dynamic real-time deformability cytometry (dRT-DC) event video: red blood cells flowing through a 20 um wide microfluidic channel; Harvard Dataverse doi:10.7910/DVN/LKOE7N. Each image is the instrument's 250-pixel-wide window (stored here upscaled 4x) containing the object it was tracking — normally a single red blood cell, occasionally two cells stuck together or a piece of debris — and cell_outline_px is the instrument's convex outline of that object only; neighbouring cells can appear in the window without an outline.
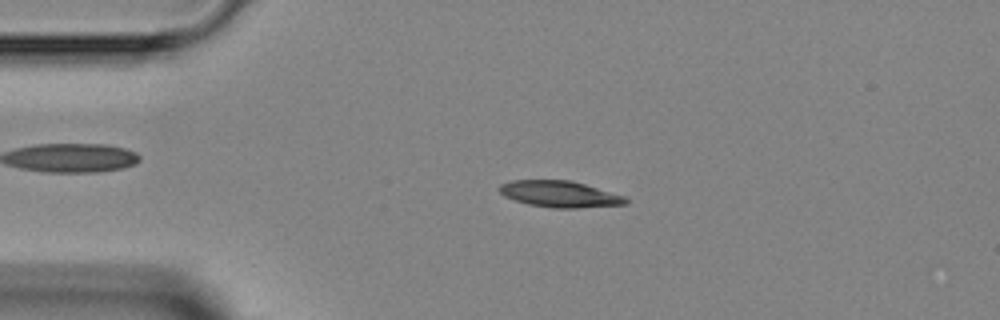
{"species": "Egyptian fruit bat (a non-hibernating species)", "species_latin": "Rousettus aegyptiacus", "temperature_condition": "room temperature", "stored_images_in_passage": 5, "camera_frame_rate_fps": 3000, "um_per_image_px": 0.085, "animal": {"sex": "female"}, "frame": {"image": 1, "passage_image": 3, "time_ms": 2.0, "image_size_px": [1000, 320], "cell_outline_px": [[628, 204], [580, 208], [552, 208], [528, 204], [504, 196], [496, 188], [500, 184], [512, 180], [572, 180], [624, 196], [628, 200]], "centroid_in_image_um": [47.56, 16.49], "position_along_channel_um": 37.4, "area_um2": 19.48}}
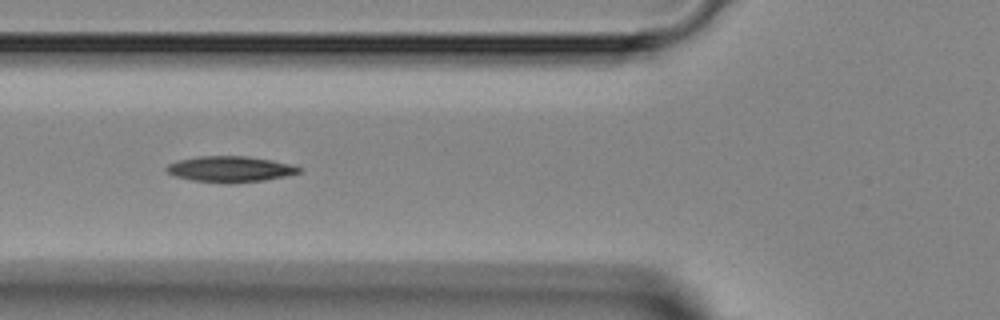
{"frame": {"image": 2, "passage_image": 5, "time_ms": 4.333, "image_size_px": [1000, 320], "cell_outline_px": [[300, 172], [284, 176], [264, 180], [232, 184], [192, 180], [176, 176], [168, 172], [164, 168], [168, 164], [180, 160], [200, 156], [248, 156], [272, 160], [288, 164], [300, 168]], "centroid_in_image_um": [19.54, 14.38], "position_along_channel_um": 106.3, "area_um2": 19.77}}